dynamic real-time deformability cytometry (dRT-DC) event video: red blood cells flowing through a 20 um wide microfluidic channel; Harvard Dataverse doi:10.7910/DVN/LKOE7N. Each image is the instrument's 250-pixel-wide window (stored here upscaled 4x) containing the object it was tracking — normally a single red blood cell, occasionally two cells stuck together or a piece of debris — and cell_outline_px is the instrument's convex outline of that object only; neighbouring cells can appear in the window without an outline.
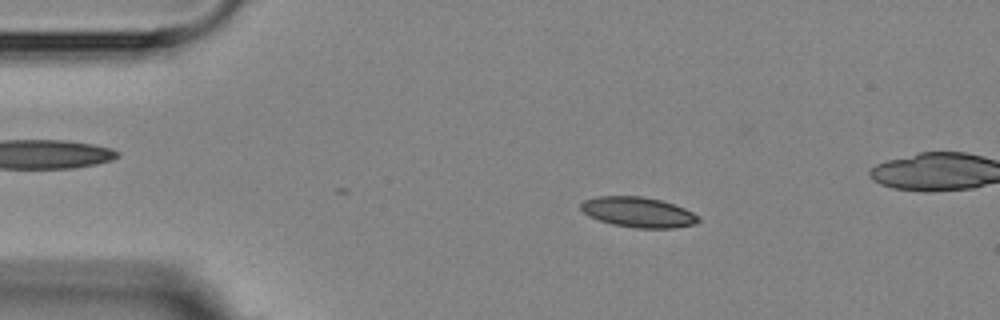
{"species": "Egyptian fruit bat (a non-hibernating species)", "species_latin": "Rousettus aegyptiacus", "temperature_condition": "room temperature", "stored_images_in_passage": 4, "camera_frame_rate_fps": 3000, "um_per_image_px": 0.085, "animal": {"sex": "female"}, "frame": {"image": 1, "passage_image": 2, "time_ms": 2.0, "image_size_px": [1000, 320], "cell_outline_px": [[700, 220], [696, 224], [672, 228], [636, 228], [612, 224], [588, 216], [580, 208], [580, 204], [584, 200], [596, 196], [640, 196], [660, 200], [684, 208], [700, 216]], "centroid_in_image_um": [54.24, 18.04], "position_along_channel_um": 30.8, "area_um2": 20.69}}